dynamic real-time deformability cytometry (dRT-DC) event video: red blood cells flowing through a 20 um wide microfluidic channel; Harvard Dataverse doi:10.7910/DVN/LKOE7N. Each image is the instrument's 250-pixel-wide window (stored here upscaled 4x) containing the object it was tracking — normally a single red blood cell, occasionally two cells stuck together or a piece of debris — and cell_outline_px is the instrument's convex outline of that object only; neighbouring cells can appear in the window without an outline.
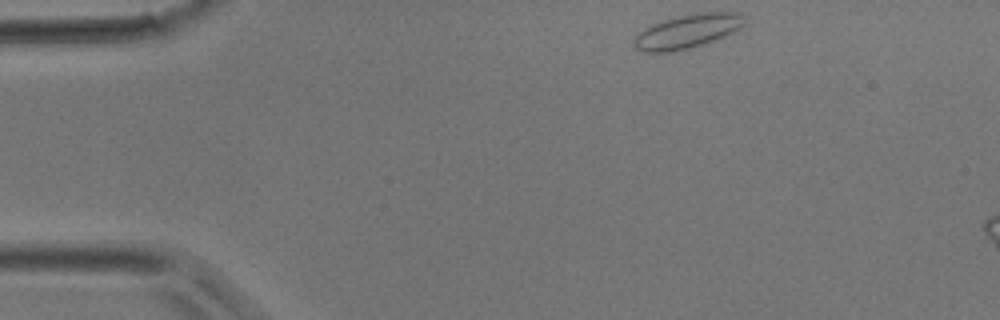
{"species": "common noctule bat (a hibernating species)", "species_latin": "Nyctalus noctula", "temperature_condition": "room temperature", "stored_images_in_passage": 5, "camera_frame_rate_fps": 3000, "um_per_image_px": 0.085, "animal": {"sex": "male", "body_mass_g": 17.9}, "frame": {"image": 1, "passage_image": 1, "time_ms": 0.0, "image_size_px": [1000, 320], "cell_outline_px": [[744, 24], [740, 28], [732, 32], [712, 40], [688, 48], [668, 52], [644, 52], [636, 48], [636, 36], [644, 28], [652, 24], [664, 20], [680, 16], [708, 12], [736, 12], [740, 16]], "centroid_in_image_um": [58.39, 2.66], "position_along_channel_um": 26.6, "area_um2": 20.87}}